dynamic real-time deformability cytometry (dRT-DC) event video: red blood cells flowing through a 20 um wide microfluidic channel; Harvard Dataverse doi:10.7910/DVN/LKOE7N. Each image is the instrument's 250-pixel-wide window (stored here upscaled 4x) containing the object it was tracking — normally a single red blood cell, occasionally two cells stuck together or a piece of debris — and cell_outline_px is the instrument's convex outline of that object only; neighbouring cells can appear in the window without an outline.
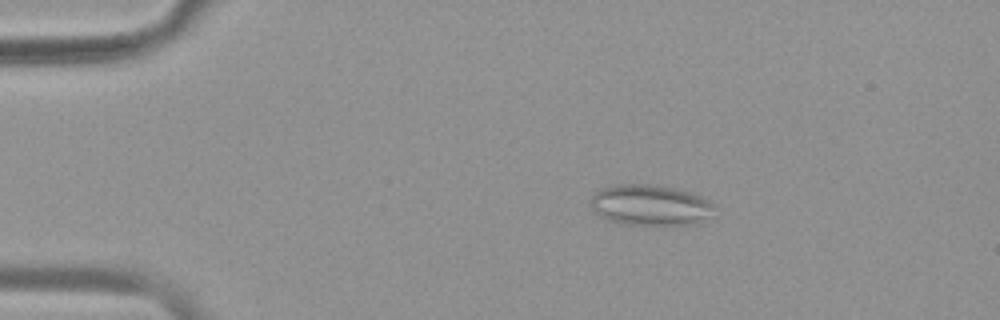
{"species": "common noctule bat (a hibernating species)", "species_latin": "Nyctalus noctula", "temperature_condition": "warm", "stored_images_in_passage": 54, "camera_frame_rate_fps": 3000, "um_per_image_px": 0.085, "animal": {"sex": "female", "body_mass_g": 19.9}, "frame": {"image": 1, "passage_image": 11, "time_ms": 3.333, "image_size_px": [1000, 320], "cell_outline_px": [[712, 204], [700, 224], [628, 224], [612, 220], [596, 212], [588, 204], [592, 196], [600, 188], [620, 184], [660, 184], [676, 188], [700, 196]], "centroid_in_image_um": [55.2, 17.4], "position_along_channel_um": 29.8, "area_um2": 28.67}}
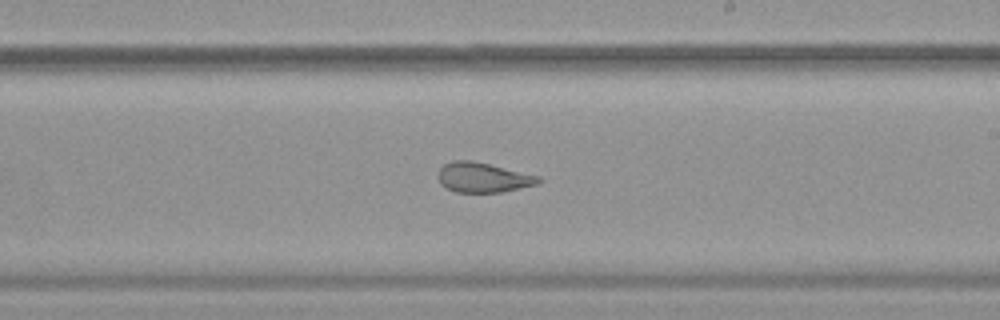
{"frame": {"image": 2, "passage_image": 33, "time_ms": 10.667, "image_size_px": [1000, 320], "cell_outline_px": [[544, 180], [536, 184], [500, 192], [456, 192], [440, 184], [436, 176], [440, 168], [444, 164], [452, 160], [472, 160], [540, 176]], "centroid_in_image_um": [41.02, 15.07], "position_along_channel_um": 248.0, "area_um2": 17.46}}
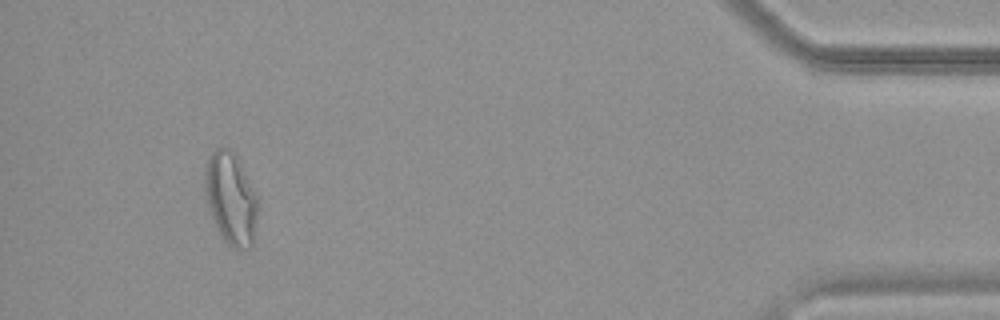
{"frame": {"image": 3, "passage_image": 51, "time_ms": 16.667, "image_size_px": [1000, 320], "cell_outline_px": [[256, 212], [252, 244], [248, 248], [232, 248], [228, 244], [220, 232], [208, 208], [204, 192], [204, 172], [208, 160], [212, 152], [216, 148], [228, 148], [236, 156], [256, 196]], "centroid_in_image_um": [19.57, 16.85], "position_along_channel_um": 415.6, "area_um2": 27.4}, "authors_computed_cell_mechanics": {"area_um2": 24.6806, "velocity_mm_per_s": 3.8208, "shape_relaxation_time_tau1_ms": null, "shape_relaxation_time_tau2_ms": 1.0895, "deformation_change_tau1": null, "deformation_change_tau2": 0.0837}}